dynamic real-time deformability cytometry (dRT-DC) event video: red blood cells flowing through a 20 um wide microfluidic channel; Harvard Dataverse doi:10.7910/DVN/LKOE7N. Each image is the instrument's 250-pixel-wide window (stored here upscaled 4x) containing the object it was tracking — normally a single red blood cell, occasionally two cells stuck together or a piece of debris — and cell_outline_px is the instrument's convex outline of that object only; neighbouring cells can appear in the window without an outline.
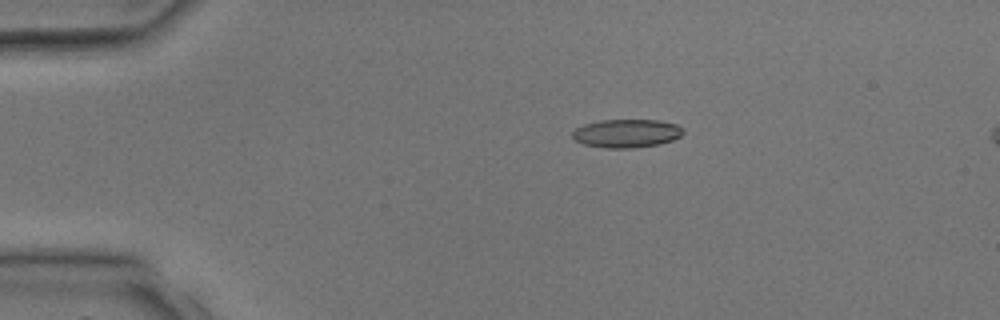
{"species": "common noctule bat (a hibernating species)", "species_latin": "Nyctalus noctula", "temperature_condition": "room temperature", "stored_images_in_passage": 2, "camera_frame_rate_fps": 3000, "um_per_image_px": 0.085, "animal": {"sex": "male", "body_mass_g": 17.9, "forearm_length_mm": 54.2}, "frame": {"image": 1, "passage_image": 1, "time_ms": 0.0, "image_size_px": [1000, 320], "cell_outline_px": [[684, 132], [680, 136], [672, 140], [660, 144], [632, 148], [608, 148], [584, 144], [576, 140], [572, 136], [572, 132], [576, 128], [584, 124], [600, 120], [660, 120], [676, 124], [684, 128]], "centroid_in_image_um": [53.28, 11.33], "position_along_channel_um": 31.7, "area_um2": 18.32}}